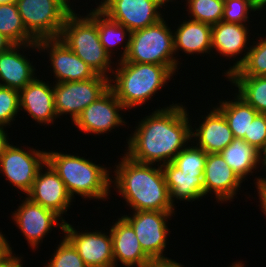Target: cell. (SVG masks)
Returning a JSON list of instances; mask_svg holds the SVG:
<instances>
[{
    "mask_svg": "<svg viewBox=\"0 0 266 267\" xmlns=\"http://www.w3.org/2000/svg\"><path fill=\"white\" fill-rule=\"evenodd\" d=\"M186 109L182 104L173 103L144 117L129 137L125 155L144 164L154 165L162 161L160 164L164 165L172 162L192 139V126Z\"/></svg>",
    "mask_w": 266,
    "mask_h": 267,
    "instance_id": "obj_1",
    "label": "cell"
},
{
    "mask_svg": "<svg viewBox=\"0 0 266 267\" xmlns=\"http://www.w3.org/2000/svg\"><path fill=\"white\" fill-rule=\"evenodd\" d=\"M120 162L111 183L133 211L175 212L161 165L138 163L125 154Z\"/></svg>",
    "mask_w": 266,
    "mask_h": 267,
    "instance_id": "obj_2",
    "label": "cell"
},
{
    "mask_svg": "<svg viewBox=\"0 0 266 267\" xmlns=\"http://www.w3.org/2000/svg\"><path fill=\"white\" fill-rule=\"evenodd\" d=\"M46 163L64 182L69 195L82 198L106 199L110 194V171L104 166L96 165L89 159L59 152H46Z\"/></svg>",
    "mask_w": 266,
    "mask_h": 267,
    "instance_id": "obj_3",
    "label": "cell"
},
{
    "mask_svg": "<svg viewBox=\"0 0 266 267\" xmlns=\"http://www.w3.org/2000/svg\"><path fill=\"white\" fill-rule=\"evenodd\" d=\"M118 66L112 72L115 80L110 76L109 88L127 110L146 103L174 74L158 64L118 62Z\"/></svg>",
    "mask_w": 266,
    "mask_h": 267,
    "instance_id": "obj_4",
    "label": "cell"
},
{
    "mask_svg": "<svg viewBox=\"0 0 266 267\" xmlns=\"http://www.w3.org/2000/svg\"><path fill=\"white\" fill-rule=\"evenodd\" d=\"M79 17H78V16ZM81 60L88 64L96 74L108 77L111 57L99 40L97 8L81 17L74 10L67 16L59 37ZM107 72V73H106Z\"/></svg>",
    "mask_w": 266,
    "mask_h": 267,
    "instance_id": "obj_5",
    "label": "cell"
},
{
    "mask_svg": "<svg viewBox=\"0 0 266 267\" xmlns=\"http://www.w3.org/2000/svg\"><path fill=\"white\" fill-rule=\"evenodd\" d=\"M164 18L144 29L131 32L128 51L122 61L167 66L173 73L178 69V59L173 55L174 33Z\"/></svg>",
    "mask_w": 266,
    "mask_h": 267,
    "instance_id": "obj_6",
    "label": "cell"
},
{
    "mask_svg": "<svg viewBox=\"0 0 266 267\" xmlns=\"http://www.w3.org/2000/svg\"><path fill=\"white\" fill-rule=\"evenodd\" d=\"M16 5L26 30L37 41L59 38L73 11L63 0H17Z\"/></svg>",
    "mask_w": 266,
    "mask_h": 267,
    "instance_id": "obj_7",
    "label": "cell"
},
{
    "mask_svg": "<svg viewBox=\"0 0 266 267\" xmlns=\"http://www.w3.org/2000/svg\"><path fill=\"white\" fill-rule=\"evenodd\" d=\"M110 77H95L75 82H61L53 86L54 106L57 117L70 114L74 122L82 111L109 89Z\"/></svg>",
    "mask_w": 266,
    "mask_h": 267,
    "instance_id": "obj_8",
    "label": "cell"
},
{
    "mask_svg": "<svg viewBox=\"0 0 266 267\" xmlns=\"http://www.w3.org/2000/svg\"><path fill=\"white\" fill-rule=\"evenodd\" d=\"M169 1L172 0H103L97 8L111 20L134 32L162 19L160 9Z\"/></svg>",
    "mask_w": 266,
    "mask_h": 267,
    "instance_id": "obj_9",
    "label": "cell"
},
{
    "mask_svg": "<svg viewBox=\"0 0 266 267\" xmlns=\"http://www.w3.org/2000/svg\"><path fill=\"white\" fill-rule=\"evenodd\" d=\"M29 152L8 142L0 157V171L23 194L30 191L38 170L46 163V151L30 148Z\"/></svg>",
    "mask_w": 266,
    "mask_h": 267,
    "instance_id": "obj_10",
    "label": "cell"
},
{
    "mask_svg": "<svg viewBox=\"0 0 266 267\" xmlns=\"http://www.w3.org/2000/svg\"><path fill=\"white\" fill-rule=\"evenodd\" d=\"M174 212L164 211H134L133 215L122 216L134 229L144 253L150 259L164 257L163 252L170 232L166 220Z\"/></svg>",
    "mask_w": 266,
    "mask_h": 267,
    "instance_id": "obj_11",
    "label": "cell"
},
{
    "mask_svg": "<svg viewBox=\"0 0 266 267\" xmlns=\"http://www.w3.org/2000/svg\"><path fill=\"white\" fill-rule=\"evenodd\" d=\"M124 109L126 110L109 88L86 107L73 123L85 133L104 134L126 123L119 114Z\"/></svg>",
    "mask_w": 266,
    "mask_h": 267,
    "instance_id": "obj_12",
    "label": "cell"
},
{
    "mask_svg": "<svg viewBox=\"0 0 266 267\" xmlns=\"http://www.w3.org/2000/svg\"><path fill=\"white\" fill-rule=\"evenodd\" d=\"M62 231L88 267H115L110 233H80L66 221Z\"/></svg>",
    "mask_w": 266,
    "mask_h": 267,
    "instance_id": "obj_13",
    "label": "cell"
},
{
    "mask_svg": "<svg viewBox=\"0 0 266 267\" xmlns=\"http://www.w3.org/2000/svg\"><path fill=\"white\" fill-rule=\"evenodd\" d=\"M14 212L13 220L32 249L38 248L37 245L41 240L43 241L45 235L50 233V230L52 231V227L55 228L57 225L63 230L65 224V220L54 211L32 202L27 197Z\"/></svg>",
    "mask_w": 266,
    "mask_h": 267,
    "instance_id": "obj_14",
    "label": "cell"
},
{
    "mask_svg": "<svg viewBox=\"0 0 266 267\" xmlns=\"http://www.w3.org/2000/svg\"><path fill=\"white\" fill-rule=\"evenodd\" d=\"M37 45L38 50L49 52L56 83L84 81L97 75L59 38L41 39Z\"/></svg>",
    "mask_w": 266,
    "mask_h": 267,
    "instance_id": "obj_15",
    "label": "cell"
},
{
    "mask_svg": "<svg viewBox=\"0 0 266 267\" xmlns=\"http://www.w3.org/2000/svg\"><path fill=\"white\" fill-rule=\"evenodd\" d=\"M44 167L47 171L44 173L42 167L38 170L34 183L27 193V198L54 211L62 218L61 215L64 212L66 214L73 198L69 195L64 182L53 168L48 163H45Z\"/></svg>",
    "mask_w": 266,
    "mask_h": 267,
    "instance_id": "obj_16",
    "label": "cell"
},
{
    "mask_svg": "<svg viewBox=\"0 0 266 267\" xmlns=\"http://www.w3.org/2000/svg\"><path fill=\"white\" fill-rule=\"evenodd\" d=\"M242 182L220 153L207 154L204 169L205 196L214 192L216 200L219 202H227L230 199L232 201Z\"/></svg>",
    "mask_w": 266,
    "mask_h": 267,
    "instance_id": "obj_17",
    "label": "cell"
},
{
    "mask_svg": "<svg viewBox=\"0 0 266 267\" xmlns=\"http://www.w3.org/2000/svg\"><path fill=\"white\" fill-rule=\"evenodd\" d=\"M20 110H25L37 123L50 124L57 118L53 87L35 77L19 91Z\"/></svg>",
    "mask_w": 266,
    "mask_h": 267,
    "instance_id": "obj_18",
    "label": "cell"
},
{
    "mask_svg": "<svg viewBox=\"0 0 266 267\" xmlns=\"http://www.w3.org/2000/svg\"><path fill=\"white\" fill-rule=\"evenodd\" d=\"M20 48H36L37 43L13 45L8 50L0 53V86L20 91L35 78V68L28 58L19 53ZM3 81V82H2Z\"/></svg>",
    "mask_w": 266,
    "mask_h": 267,
    "instance_id": "obj_19",
    "label": "cell"
},
{
    "mask_svg": "<svg viewBox=\"0 0 266 267\" xmlns=\"http://www.w3.org/2000/svg\"><path fill=\"white\" fill-rule=\"evenodd\" d=\"M115 267L117 261L125 267H145L151 260L142 250L132 226L121 216L110 229Z\"/></svg>",
    "mask_w": 266,
    "mask_h": 267,
    "instance_id": "obj_20",
    "label": "cell"
},
{
    "mask_svg": "<svg viewBox=\"0 0 266 267\" xmlns=\"http://www.w3.org/2000/svg\"><path fill=\"white\" fill-rule=\"evenodd\" d=\"M199 127L191 131V137L195 138L197 147L208 153H220L235 138L223 114L216 108L206 117Z\"/></svg>",
    "mask_w": 266,
    "mask_h": 267,
    "instance_id": "obj_21",
    "label": "cell"
},
{
    "mask_svg": "<svg viewBox=\"0 0 266 267\" xmlns=\"http://www.w3.org/2000/svg\"><path fill=\"white\" fill-rule=\"evenodd\" d=\"M161 167L172 204L175 199L190 202L191 200H198L205 195L204 172H182L173 162L161 165Z\"/></svg>",
    "mask_w": 266,
    "mask_h": 267,
    "instance_id": "obj_22",
    "label": "cell"
},
{
    "mask_svg": "<svg viewBox=\"0 0 266 267\" xmlns=\"http://www.w3.org/2000/svg\"><path fill=\"white\" fill-rule=\"evenodd\" d=\"M250 30L244 24L229 23L220 21L212 25L211 30V49H215L224 57H234L245 52L247 47V36ZM245 48V50H244Z\"/></svg>",
    "mask_w": 266,
    "mask_h": 267,
    "instance_id": "obj_23",
    "label": "cell"
},
{
    "mask_svg": "<svg viewBox=\"0 0 266 267\" xmlns=\"http://www.w3.org/2000/svg\"><path fill=\"white\" fill-rule=\"evenodd\" d=\"M174 32V51L186 54H210L212 25L195 20H183Z\"/></svg>",
    "mask_w": 266,
    "mask_h": 267,
    "instance_id": "obj_24",
    "label": "cell"
},
{
    "mask_svg": "<svg viewBox=\"0 0 266 267\" xmlns=\"http://www.w3.org/2000/svg\"><path fill=\"white\" fill-rule=\"evenodd\" d=\"M220 154L242 181L260 165L259 151L242 138H234Z\"/></svg>",
    "mask_w": 266,
    "mask_h": 267,
    "instance_id": "obj_25",
    "label": "cell"
},
{
    "mask_svg": "<svg viewBox=\"0 0 266 267\" xmlns=\"http://www.w3.org/2000/svg\"><path fill=\"white\" fill-rule=\"evenodd\" d=\"M234 98V102L232 100L219 101L220 105L216 108L225 117L234 137L243 139L245 134H248L251 122L259 113L237 93Z\"/></svg>",
    "mask_w": 266,
    "mask_h": 267,
    "instance_id": "obj_26",
    "label": "cell"
},
{
    "mask_svg": "<svg viewBox=\"0 0 266 267\" xmlns=\"http://www.w3.org/2000/svg\"><path fill=\"white\" fill-rule=\"evenodd\" d=\"M0 33L14 45L37 43L26 30L16 3L0 4Z\"/></svg>",
    "mask_w": 266,
    "mask_h": 267,
    "instance_id": "obj_27",
    "label": "cell"
},
{
    "mask_svg": "<svg viewBox=\"0 0 266 267\" xmlns=\"http://www.w3.org/2000/svg\"><path fill=\"white\" fill-rule=\"evenodd\" d=\"M238 96L258 113L266 114V76H227Z\"/></svg>",
    "mask_w": 266,
    "mask_h": 267,
    "instance_id": "obj_28",
    "label": "cell"
},
{
    "mask_svg": "<svg viewBox=\"0 0 266 267\" xmlns=\"http://www.w3.org/2000/svg\"><path fill=\"white\" fill-rule=\"evenodd\" d=\"M256 45L236 61L225 76H266V37L259 38Z\"/></svg>",
    "mask_w": 266,
    "mask_h": 267,
    "instance_id": "obj_29",
    "label": "cell"
},
{
    "mask_svg": "<svg viewBox=\"0 0 266 267\" xmlns=\"http://www.w3.org/2000/svg\"><path fill=\"white\" fill-rule=\"evenodd\" d=\"M97 26H98L99 40L101 41L102 46L110 56L114 54V52L111 50L113 46L115 47V45L126 43L125 46H122L124 49L120 58L121 59L120 61H122L129 48L130 36H131V32L129 31V29L121 25L120 23L115 22L110 18H108L98 8H97ZM127 35L128 38L126 39L125 37H127Z\"/></svg>",
    "mask_w": 266,
    "mask_h": 267,
    "instance_id": "obj_30",
    "label": "cell"
},
{
    "mask_svg": "<svg viewBox=\"0 0 266 267\" xmlns=\"http://www.w3.org/2000/svg\"><path fill=\"white\" fill-rule=\"evenodd\" d=\"M191 20L214 25L222 21L224 0H187Z\"/></svg>",
    "mask_w": 266,
    "mask_h": 267,
    "instance_id": "obj_31",
    "label": "cell"
},
{
    "mask_svg": "<svg viewBox=\"0 0 266 267\" xmlns=\"http://www.w3.org/2000/svg\"><path fill=\"white\" fill-rule=\"evenodd\" d=\"M207 153L197 146L183 148L172 161L182 172H204Z\"/></svg>",
    "mask_w": 266,
    "mask_h": 267,
    "instance_id": "obj_32",
    "label": "cell"
},
{
    "mask_svg": "<svg viewBox=\"0 0 266 267\" xmlns=\"http://www.w3.org/2000/svg\"><path fill=\"white\" fill-rule=\"evenodd\" d=\"M20 110L19 91L13 88L0 86V129L4 130L11 121H15Z\"/></svg>",
    "mask_w": 266,
    "mask_h": 267,
    "instance_id": "obj_33",
    "label": "cell"
},
{
    "mask_svg": "<svg viewBox=\"0 0 266 267\" xmlns=\"http://www.w3.org/2000/svg\"><path fill=\"white\" fill-rule=\"evenodd\" d=\"M63 238L53 258L45 267H88L72 244L65 237Z\"/></svg>",
    "mask_w": 266,
    "mask_h": 267,
    "instance_id": "obj_34",
    "label": "cell"
},
{
    "mask_svg": "<svg viewBox=\"0 0 266 267\" xmlns=\"http://www.w3.org/2000/svg\"><path fill=\"white\" fill-rule=\"evenodd\" d=\"M250 11H256L251 0H224L222 21L245 24Z\"/></svg>",
    "mask_w": 266,
    "mask_h": 267,
    "instance_id": "obj_35",
    "label": "cell"
},
{
    "mask_svg": "<svg viewBox=\"0 0 266 267\" xmlns=\"http://www.w3.org/2000/svg\"><path fill=\"white\" fill-rule=\"evenodd\" d=\"M244 141L260 151L266 143V114L259 113L251 122Z\"/></svg>",
    "mask_w": 266,
    "mask_h": 267,
    "instance_id": "obj_36",
    "label": "cell"
},
{
    "mask_svg": "<svg viewBox=\"0 0 266 267\" xmlns=\"http://www.w3.org/2000/svg\"><path fill=\"white\" fill-rule=\"evenodd\" d=\"M145 267H183V265L167 257H161V258L151 259L145 265Z\"/></svg>",
    "mask_w": 266,
    "mask_h": 267,
    "instance_id": "obj_37",
    "label": "cell"
},
{
    "mask_svg": "<svg viewBox=\"0 0 266 267\" xmlns=\"http://www.w3.org/2000/svg\"><path fill=\"white\" fill-rule=\"evenodd\" d=\"M256 189H258L259 202L261 204L262 212L266 217V177L265 178H257L256 179Z\"/></svg>",
    "mask_w": 266,
    "mask_h": 267,
    "instance_id": "obj_38",
    "label": "cell"
},
{
    "mask_svg": "<svg viewBox=\"0 0 266 267\" xmlns=\"http://www.w3.org/2000/svg\"><path fill=\"white\" fill-rule=\"evenodd\" d=\"M0 232V262L5 260L13 251L9 245V241Z\"/></svg>",
    "mask_w": 266,
    "mask_h": 267,
    "instance_id": "obj_39",
    "label": "cell"
},
{
    "mask_svg": "<svg viewBox=\"0 0 266 267\" xmlns=\"http://www.w3.org/2000/svg\"><path fill=\"white\" fill-rule=\"evenodd\" d=\"M21 258L13 255V252L3 261L0 262V267H23Z\"/></svg>",
    "mask_w": 266,
    "mask_h": 267,
    "instance_id": "obj_40",
    "label": "cell"
},
{
    "mask_svg": "<svg viewBox=\"0 0 266 267\" xmlns=\"http://www.w3.org/2000/svg\"><path fill=\"white\" fill-rule=\"evenodd\" d=\"M13 45L14 44L8 38L0 33V53L8 50Z\"/></svg>",
    "mask_w": 266,
    "mask_h": 267,
    "instance_id": "obj_41",
    "label": "cell"
},
{
    "mask_svg": "<svg viewBox=\"0 0 266 267\" xmlns=\"http://www.w3.org/2000/svg\"><path fill=\"white\" fill-rule=\"evenodd\" d=\"M5 132V130L0 129V157L2 156V152L8 143L7 133Z\"/></svg>",
    "mask_w": 266,
    "mask_h": 267,
    "instance_id": "obj_42",
    "label": "cell"
},
{
    "mask_svg": "<svg viewBox=\"0 0 266 267\" xmlns=\"http://www.w3.org/2000/svg\"><path fill=\"white\" fill-rule=\"evenodd\" d=\"M259 162L262 163V168L264 167L265 172H266V143L264 147L259 151Z\"/></svg>",
    "mask_w": 266,
    "mask_h": 267,
    "instance_id": "obj_43",
    "label": "cell"
},
{
    "mask_svg": "<svg viewBox=\"0 0 266 267\" xmlns=\"http://www.w3.org/2000/svg\"><path fill=\"white\" fill-rule=\"evenodd\" d=\"M251 2L257 11H262L261 9L265 8L264 6H266V0H251Z\"/></svg>",
    "mask_w": 266,
    "mask_h": 267,
    "instance_id": "obj_44",
    "label": "cell"
},
{
    "mask_svg": "<svg viewBox=\"0 0 266 267\" xmlns=\"http://www.w3.org/2000/svg\"><path fill=\"white\" fill-rule=\"evenodd\" d=\"M17 0H0V4H11V3H16Z\"/></svg>",
    "mask_w": 266,
    "mask_h": 267,
    "instance_id": "obj_45",
    "label": "cell"
},
{
    "mask_svg": "<svg viewBox=\"0 0 266 267\" xmlns=\"http://www.w3.org/2000/svg\"><path fill=\"white\" fill-rule=\"evenodd\" d=\"M230 267H244V264H242V262L240 263V262H236V263H234V264H232V266H230Z\"/></svg>",
    "mask_w": 266,
    "mask_h": 267,
    "instance_id": "obj_46",
    "label": "cell"
},
{
    "mask_svg": "<svg viewBox=\"0 0 266 267\" xmlns=\"http://www.w3.org/2000/svg\"><path fill=\"white\" fill-rule=\"evenodd\" d=\"M65 3H67L69 6H71L69 3H70V0H63Z\"/></svg>",
    "mask_w": 266,
    "mask_h": 267,
    "instance_id": "obj_47",
    "label": "cell"
}]
</instances>
